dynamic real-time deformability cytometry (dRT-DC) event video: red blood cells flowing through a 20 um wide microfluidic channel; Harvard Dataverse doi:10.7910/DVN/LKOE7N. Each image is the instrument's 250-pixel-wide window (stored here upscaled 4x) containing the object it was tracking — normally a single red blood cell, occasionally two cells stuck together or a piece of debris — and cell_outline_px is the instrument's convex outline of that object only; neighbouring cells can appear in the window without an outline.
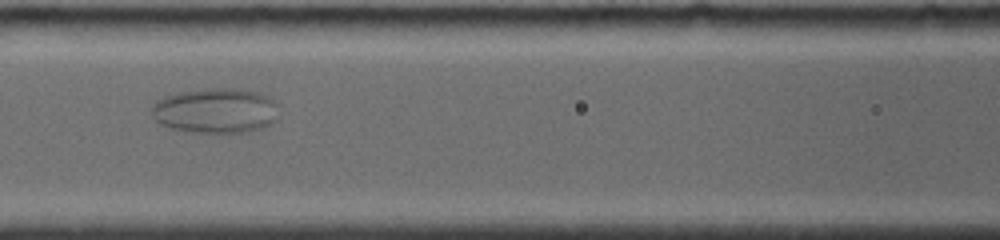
{"species": "common noctule bat (a hibernating species)", "species_latin": "Nyctalus noctula", "temperature_condition": "room temperature", "stored_images_in_passage": 61, "camera_frame_rate_fps": 4000, "um_per_image_px": 0.085, "animal": {"sex": "female", "body_mass_g": 19.0, "forearm_length_mm": 56.7}, "frame": {"image": 1, "passage_image": 22, "time_ms": 4.25, "image_size_px": [1000, 240], "cell_outline_px": [[280, 104], [276, 120], [264, 128], [248, 132], [188, 132], [172, 128], [160, 124], [152, 116], [152, 104], [156, 100], [164, 96], [176, 92], [204, 88], [224, 88], [256, 92]], "centroid_in_image_um": [18.31, 9.41], "position_along_channel_um": 148.3, "area_um2": 33.64}}
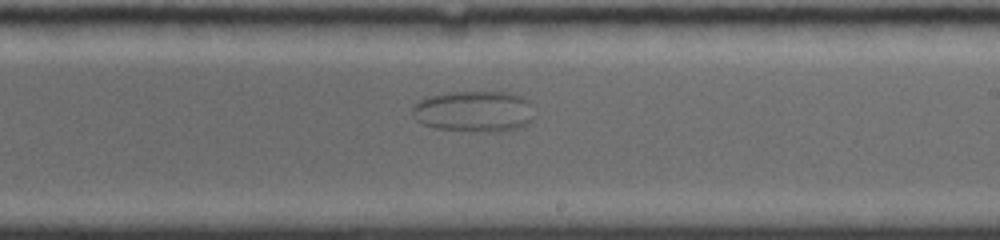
{"frame": {"image": 2, "passage_image": 33, "time_ms": 7.25, "image_size_px": [1000, 240], "cell_outline_px": [[536, 116], [524, 128], [504, 132], [472, 132], [436, 128], [424, 124], [416, 120], [412, 112], [412, 108], [420, 100], [428, 96], [448, 92], [508, 92], [520, 96], [528, 100], [532, 104]], "centroid_in_image_um": [40.38, 9.49], "position_along_channel_um": 248.6, "area_um2": 29.94}}
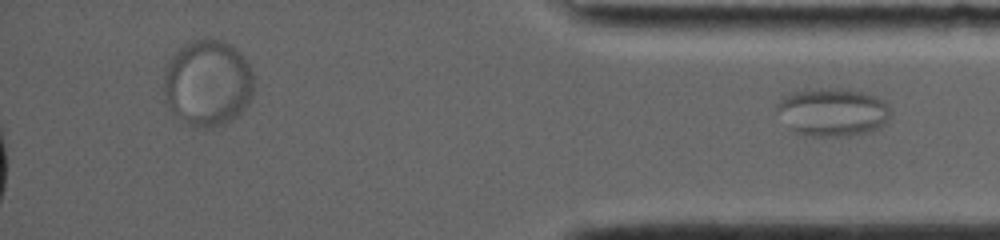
{"frame": {"image": 3, "passage_image": 61, "time_ms": 13.25, "image_size_px": [1000, 240], "cell_outline_px": [[888, 120], [880, 128], [868, 132], [840, 136], [812, 136], [796, 132], [792, 128], [776, 108], [776, 104], [784, 96], [796, 92], [820, 88], [848, 88], [864, 92], [876, 96], [884, 100], [888, 104]], "centroid_in_image_um": [70.83, 9.51], "position_along_channel_um": 364.4, "area_um2": 31.44}}